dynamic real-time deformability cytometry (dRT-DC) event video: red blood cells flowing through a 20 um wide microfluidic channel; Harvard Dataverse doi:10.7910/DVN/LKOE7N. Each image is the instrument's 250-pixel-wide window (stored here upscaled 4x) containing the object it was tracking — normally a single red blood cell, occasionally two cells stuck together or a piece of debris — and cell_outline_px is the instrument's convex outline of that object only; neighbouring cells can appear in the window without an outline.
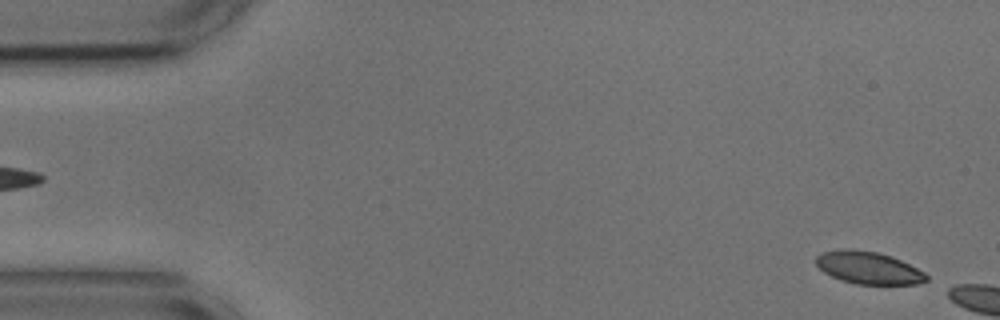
{"species": "common noctule bat (a hibernating species)", "species_latin": "Nyctalus noctula", "temperature_condition": "cold", "stored_images_in_passage": 6, "camera_frame_rate_fps": 3000, "um_per_image_px": 0.085, "animal": {"sex": "male", "body_mass_g": 17.9, "forearm_length_mm": 54.2}, "frame": {"image": 1, "passage_image": 2, "time_ms": 0.333, "image_size_px": [1000, 320], "cell_outline_px": [[928, 280], [916, 284], [856, 284], [840, 280], [824, 272], [816, 264], [816, 256], [824, 252], [840, 248], [848, 248], [876, 252], [892, 256], [924, 272], [928, 276]], "centroid_in_image_um": [73.8, 22.76], "position_along_channel_um": 11.2, "area_um2": 20.75}}